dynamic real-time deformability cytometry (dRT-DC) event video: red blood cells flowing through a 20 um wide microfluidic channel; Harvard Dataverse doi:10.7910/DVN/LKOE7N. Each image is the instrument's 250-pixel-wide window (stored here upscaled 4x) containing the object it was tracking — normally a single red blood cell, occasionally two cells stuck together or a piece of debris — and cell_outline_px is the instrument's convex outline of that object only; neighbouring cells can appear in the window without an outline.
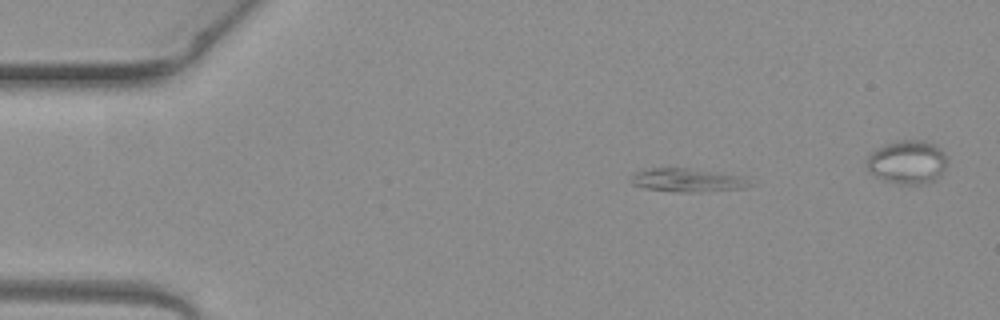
{"species": "common noctule bat (a hibernating species)", "species_latin": "Nyctalus noctula", "temperature_condition": "warm", "stored_images_in_passage": 4, "camera_frame_rate_fps": 3000, "um_per_image_px": 0.085, "animal": {"sex": "female", "body_mass_g": 19.3, "forearm_length_mm": 54.1}, "frame": {"image": 1, "passage_image": 1, "time_ms": 0.0, "image_size_px": [1000, 320], "cell_outline_px": [[756, 184], [740, 188], [688, 192], [680, 192], [644, 188], [632, 184], [628, 180], [636, 172], [652, 168], [688, 168], [720, 172], [748, 176]], "centroid_in_image_um": [58.51, 15.3], "position_along_channel_um": 26.5, "area_um2": 16.36}}